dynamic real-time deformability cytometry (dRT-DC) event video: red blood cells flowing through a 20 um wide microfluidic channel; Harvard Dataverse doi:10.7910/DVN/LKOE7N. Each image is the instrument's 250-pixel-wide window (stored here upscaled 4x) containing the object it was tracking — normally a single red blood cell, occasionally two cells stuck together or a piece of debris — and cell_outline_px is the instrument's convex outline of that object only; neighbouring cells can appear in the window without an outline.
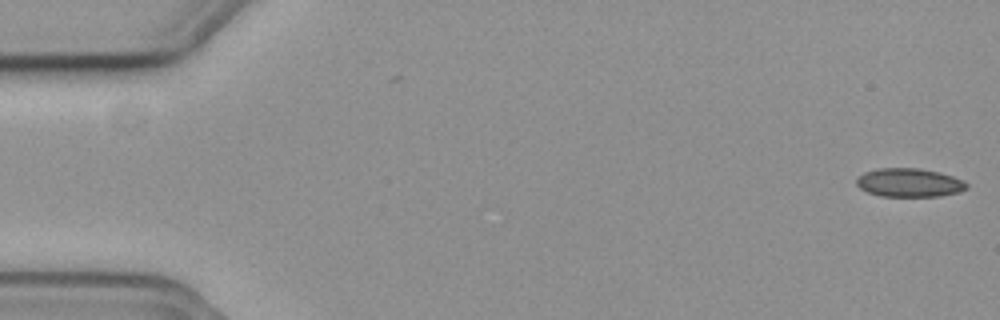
{"species": "common noctule bat (a hibernating species)", "species_latin": "Nyctalus noctula", "temperature_condition": "cold", "stored_images_in_passage": 56, "camera_frame_rate_fps": 3000, "um_per_image_px": 0.085, "animal": {"sex": "female", "body_mass_g": 19.3, "forearm_length_mm": 54.1}, "frame": {"image": 1, "passage_image": 1, "time_ms": 0.0, "image_size_px": [1000, 320], "cell_outline_px": [[968, 188], [960, 192], [940, 196], [880, 196], [868, 192], [860, 188], [856, 184], [856, 180], [864, 172], [880, 168], [920, 168], [940, 172], [964, 180], [968, 184]], "centroid_in_image_um": [77.32, 15.52], "position_along_channel_um": 7.7, "area_um2": 18.44}}
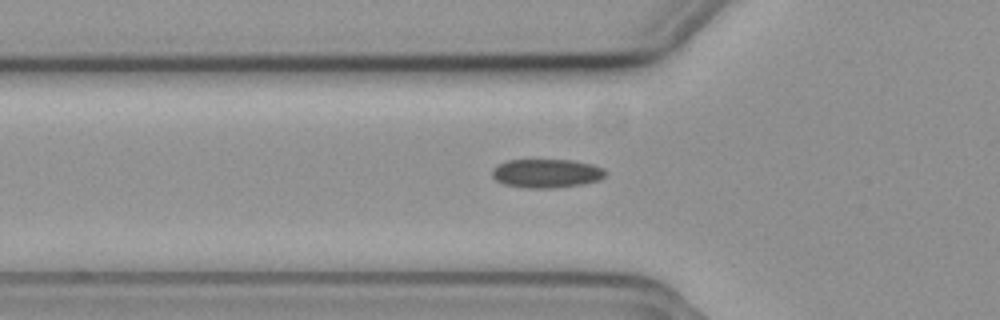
{"frame": {"image": 2, "passage_image": 19, "time_ms": 6.0, "image_size_px": [1000, 320], "cell_outline_px": [[608, 172], [600, 180], [580, 184], [552, 188], [524, 188], [504, 184], [496, 180], [492, 176], [492, 168], [508, 160], [572, 160], [592, 164], [604, 168]], "centroid_in_image_um": [46.46, 14.73], "position_along_channel_um": 79.3, "area_um2": 19.02}}
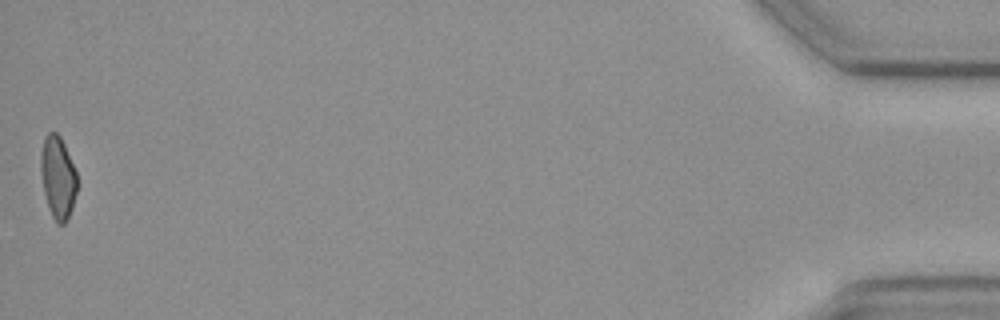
{"frame": {"image": 3, "passage_image": 56, "time_ms": 18.333, "image_size_px": [1000, 320], "cell_outline_px": [[76, 192], [72, 208], [64, 224], [56, 224], [52, 216], [44, 192], [40, 168], [40, 156], [44, 136], [48, 132], [56, 132], [60, 136], [64, 144], [76, 172]], "centroid_in_image_um": [4.9, 15.05], "position_along_channel_um": 430.3, "area_um2": 17.22}, "authors_computed_cell_mechanics": {"area_um2": 18.6116, "velocity_mm_per_s": 3.6957, "shape_relaxation_time_tau1_ms": null, "shape_relaxation_time_tau2_ms": 3.8227, "deformation_change_tau1": null, "deformation_change_tau2": 0.0861}}